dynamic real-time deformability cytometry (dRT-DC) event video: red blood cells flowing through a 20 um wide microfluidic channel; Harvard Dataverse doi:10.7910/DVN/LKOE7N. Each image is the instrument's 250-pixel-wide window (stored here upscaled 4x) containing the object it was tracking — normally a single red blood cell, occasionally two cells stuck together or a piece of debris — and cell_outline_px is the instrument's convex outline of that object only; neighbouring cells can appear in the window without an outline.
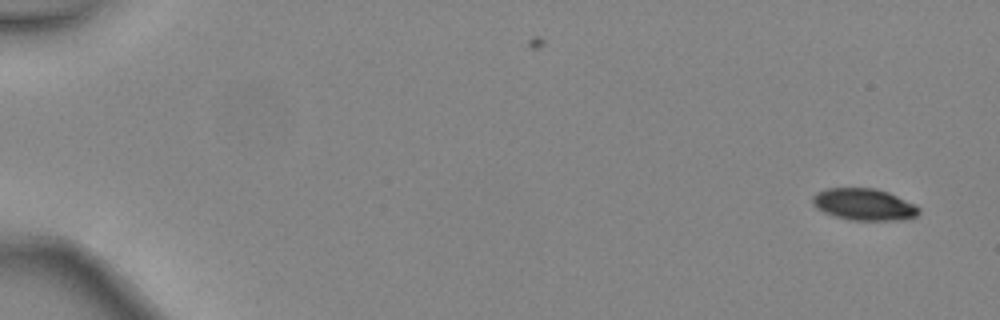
{"species": "common noctule bat (a hibernating species)", "species_latin": "Nyctalus noctula", "temperature_condition": "warm", "stored_images_in_passage": 2, "camera_frame_rate_fps": 3000, "um_per_image_px": 0.085, "animal": {"sex": "female", "body_mass_g": 24.6, "forearm_length_mm": 56.2}, "frame": {"image": 1, "passage_image": 2, "time_ms": 0.333, "image_size_px": [1000, 320], "cell_outline_px": [[920, 212], [916, 216], [896, 220], [848, 220], [832, 216], [816, 208], [812, 204], [812, 196], [816, 192], [824, 188], [876, 188], [888, 192], [916, 204], [920, 208]], "centroid_in_image_um": [73.41, 17.37], "position_along_channel_um": 11.6, "area_um2": 19.94}}